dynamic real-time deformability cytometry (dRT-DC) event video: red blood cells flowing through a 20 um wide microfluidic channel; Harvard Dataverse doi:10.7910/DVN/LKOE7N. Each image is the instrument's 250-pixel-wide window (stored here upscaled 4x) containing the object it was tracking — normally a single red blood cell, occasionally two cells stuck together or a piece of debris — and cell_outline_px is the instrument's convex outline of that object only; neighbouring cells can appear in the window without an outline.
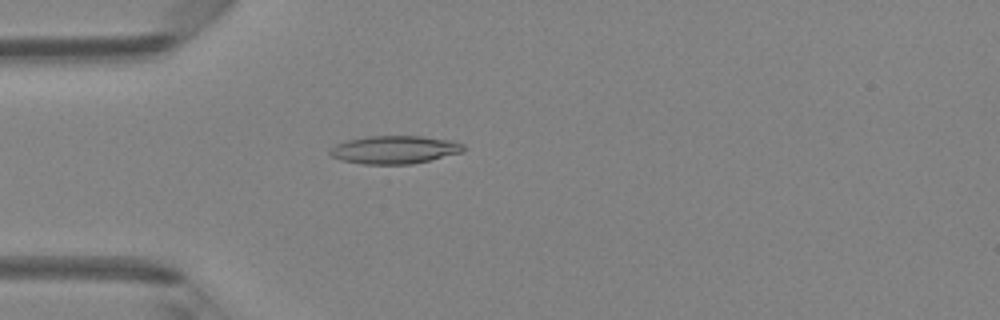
{"species": "Egyptian fruit bat (a non-hibernating species)", "species_latin": "Rousettus aegyptiacus", "temperature_condition": "room temperature", "stored_images_in_passage": 48, "camera_frame_rate_fps": 3000, "um_per_image_px": 0.085, "animal": {"sex": "female"}, "frame": {"image": 1, "passage_image": 14, "time_ms": 4.333, "image_size_px": [1000, 320], "cell_outline_px": [[464, 152], [412, 164], [364, 164], [340, 160], [332, 156], [328, 152], [336, 144], [348, 140], [368, 136], [420, 136], [452, 140], [464, 144]], "centroid_in_image_um": [33.56, 12.72], "position_along_channel_um": 51.4, "area_um2": 21.79}}
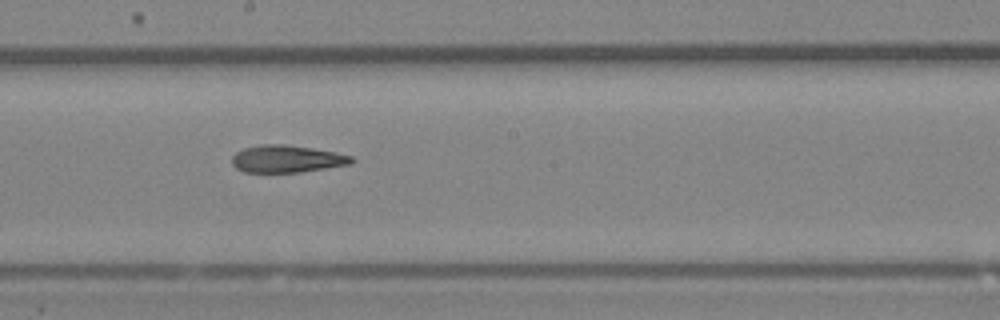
{"frame": {"image": 2, "passage_image": 27, "time_ms": 8.667, "image_size_px": [1000, 320], "cell_outline_px": [[356, 160], [352, 164], [300, 172], [244, 172], [236, 168], [232, 164], [232, 156], [236, 152], [244, 148], [260, 144], [284, 144], [312, 148], [336, 152], [352, 156]], "centroid_in_image_um": [24.4, 13.5], "position_along_channel_um": 223.8, "area_um2": 19.13}}
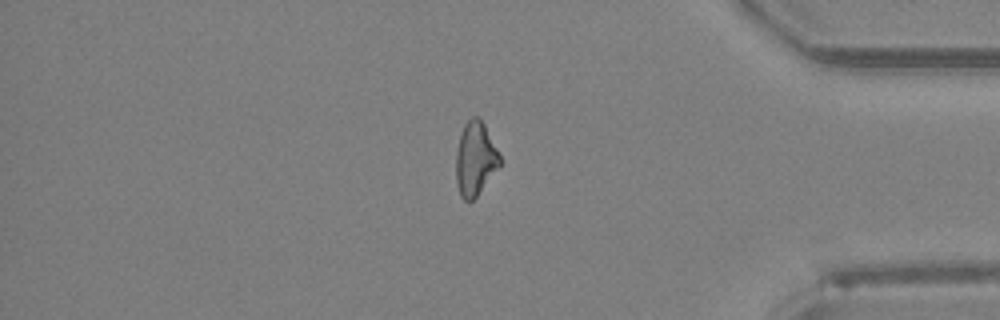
{"frame": {"image": 3, "passage_image": 41, "time_ms": 13.333, "image_size_px": [1000, 320], "cell_outline_px": [[500, 164], [476, 196], [472, 200], [464, 200], [460, 196], [456, 180], [456, 152], [460, 132], [464, 124], [472, 116], [480, 116], [500, 156]], "centroid_in_image_um": [40.36, 13.45], "position_along_channel_um": 394.8, "area_um2": 18.55}, "authors_computed_cell_mechanics": {"area_um2": 19.7676, "velocity_mm_per_s": 4.2127, "shape_relaxation_time_tau1_ms": 5.8667, "shape_relaxation_time_tau2_ms": 2.6757, "deformation_change_tau1": 0.1796, "deformation_change_tau2": 0.1197}}